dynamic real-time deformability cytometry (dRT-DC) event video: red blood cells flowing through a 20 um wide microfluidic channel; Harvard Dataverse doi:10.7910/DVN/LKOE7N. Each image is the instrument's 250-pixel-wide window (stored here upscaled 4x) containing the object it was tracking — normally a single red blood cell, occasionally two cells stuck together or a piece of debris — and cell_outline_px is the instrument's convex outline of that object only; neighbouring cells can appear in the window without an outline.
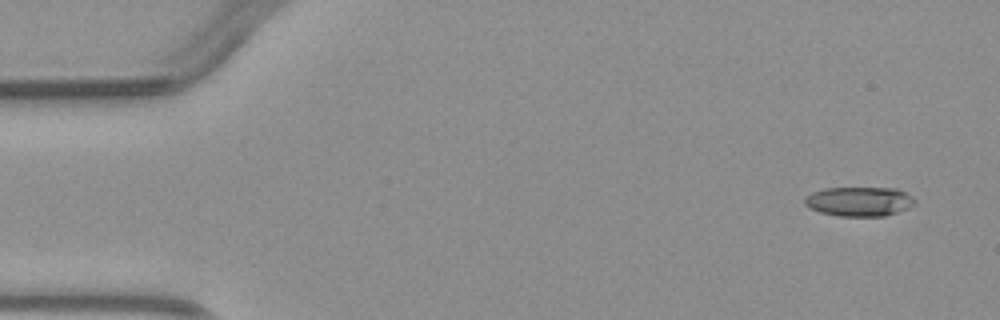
{"species": "common noctule bat (a hibernating species)", "species_latin": "Nyctalus noctula", "temperature_condition": "warm", "stored_images_in_passage": 4, "camera_frame_rate_fps": 3000, "um_per_image_px": 0.085, "animal": {"sex": "male", "body_mass_g": 23.1, "forearm_length_mm": 52.7}, "frame": {"image": 1, "passage_image": 1, "time_ms": 0.0, "image_size_px": [1000, 320], "cell_outline_px": [[916, 204], [908, 208], [884, 216], [840, 216], [820, 212], [804, 204], [804, 196], [812, 192], [824, 188], [896, 188], [912, 196], [916, 200]], "centroid_in_image_um": [73.04, 17.12], "position_along_channel_um": 12.0, "area_um2": 18.9}}
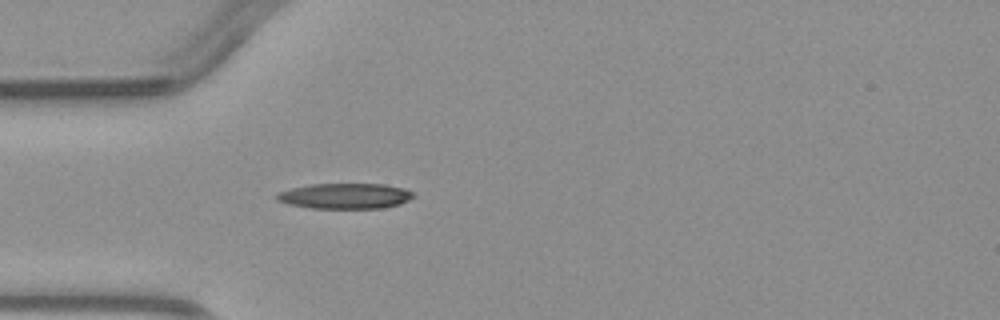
{"frame": {"image": 2, "passage_image": 4, "time_ms": 3.667, "image_size_px": [1000, 320], "cell_outline_px": [[416, 196], [400, 204], [384, 208], [312, 208], [288, 204], [276, 200], [276, 196], [280, 192], [292, 188], [312, 184], [384, 184], [404, 188], [412, 192]], "centroid_in_image_um": [29.37, 16.66], "position_along_channel_um": 55.6, "area_um2": 20.23}}